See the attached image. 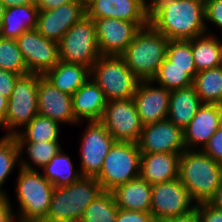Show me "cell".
Returning a JSON list of instances; mask_svg holds the SVG:
<instances>
[{"instance_id": "obj_11", "label": "cell", "mask_w": 222, "mask_h": 222, "mask_svg": "<svg viewBox=\"0 0 222 222\" xmlns=\"http://www.w3.org/2000/svg\"><path fill=\"white\" fill-rule=\"evenodd\" d=\"M100 122L116 142L138 143L144 127L133 98L107 101Z\"/></svg>"}, {"instance_id": "obj_29", "label": "cell", "mask_w": 222, "mask_h": 222, "mask_svg": "<svg viewBox=\"0 0 222 222\" xmlns=\"http://www.w3.org/2000/svg\"><path fill=\"white\" fill-rule=\"evenodd\" d=\"M214 34H204L191 39L192 54L197 73L217 68L222 41Z\"/></svg>"}, {"instance_id": "obj_45", "label": "cell", "mask_w": 222, "mask_h": 222, "mask_svg": "<svg viewBox=\"0 0 222 222\" xmlns=\"http://www.w3.org/2000/svg\"><path fill=\"white\" fill-rule=\"evenodd\" d=\"M209 204L213 205L216 208L222 209V178L220 185L217 187L213 196L208 201Z\"/></svg>"}, {"instance_id": "obj_31", "label": "cell", "mask_w": 222, "mask_h": 222, "mask_svg": "<svg viewBox=\"0 0 222 222\" xmlns=\"http://www.w3.org/2000/svg\"><path fill=\"white\" fill-rule=\"evenodd\" d=\"M196 73V68H179L166 58L152 81L168 90L180 89L192 85Z\"/></svg>"}, {"instance_id": "obj_15", "label": "cell", "mask_w": 222, "mask_h": 222, "mask_svg": "<svg viewBox=\"0 0 222 222\" xmlns=\"http://www.w3.org/2000/svg\"><path fill=\"white\" fill-rule=\"evenodd\" d=\"M141 153H179L186 150L183 129L169 119L144 125L138 142Z\"/></svg>"}, {"instance_id": "obj_38", "label": "cell", "mask_w": 222, "mask_h": 222, "mask_svg": "<svg viewBox=\"0 0 222 222\" xmlns=\"http://www.w3.org/2000/svg\"><path fill=\"white\" fill-rule=\"evenodd\" d=\"M195 210L200 222H222V209L216 208L208 202L196 203Z\"/></svg>"}, {"instance_id": "obj_7", "label": "cell", "mask_w": 222, "mask_h": 222, "mask_svg": "<svg viewBox=\"0 0 222 222\" xmlns=\"http://www.w3.org/2000/svg\"><path fill=\"white\" fill-rule=\"evenodd\" d=\"M40 74L27 73L17 78L8 99L3 136H15L38 114Z\"/></svg>"}, {"instance_id": "obj_12", "label": "cell", "mask_w": 222, "mask_h": 222, "mask_svg": "<svg viewBox=\"0 0 222 222\" xmlns=\"http://www.w3.org/2000/svg\"><path fill=\"white\" fill-rule=\"evenodd\" d=\"M82 132L79 159L82 177L96 178L103 166L105 156L116 142L100 121H86Z\"/></svg>"}, {"instance_id": "obj_42", "label": "cell", "mask_w": 222, "mask_h": 222, "mask_svg": "<svg viewBox=\"0 0 222 222\" xmlns=\"http://www.w3.org/2000/svg\"><path fill=\"white\" fill-rule=\"evenodd\" d=\"M20 75L0 69V94L7 99L10 98L17 78Z\"/></svg>"}, {"instance_id": "obj_25", "label": "cell", "mask_w": 222, "mask_h": 222, "mask_svg": "<svg viewBox=\"0 0 222 222\" xmlns=\"http://www.w3.org/2000/svg\"><path fill=\"white\" fill-rule=\"evenodd\" d=\"M90 75L91 69L87 66L59 61L43 76L63 93L72 96Z\"/></svg>"}, {"instance_id": "obj_24", "label": "cell", "mask_w": 222, "mask_h": 222, "mask_svg": "<svg viewBox=\"0 0 222 222\" xmlns=\"http://www.w3.org/2000/svg\"><path fill=\"white\" fill-rule=\"evenodd\" d=\"M202 104L193 84L171 90L167 119L184 129Z\"/></svg>"}, {"instance_id": "obj_14", "label": "cell", "mask_w": 222, "mask_h": 222, "mask_svg": "<svg viewBox=\"0 0 222 222\" xmlns=\"http://www.w3.org/2000/svg\"><path fill=\"white\" fill-rule=\"evenodd\" d=\"M29 73L44 75L59 60L58 42L47 39L36 29L16 39Z\"/></svg>"}, {"instance_id": "obj_8", "label": "cell", "mask_w": 222, "mask_h": 222, "mask_svg": "<svg viewBox=\"0 0 222 222\" xmlns=\"http://www.w3.org/2000/svg\"><path fill=\"white\" fill-rule=\"evenodd\" d=\"M141 152L138 143L115 142L105 156L96 177L102 190L112 191L117 186L139 177Z\"/></svg>"}, {"instance_id": "obj_33", "label": "cell", "mask_w": 222, "mask_h": 222, "mask_svg": "<svg viewBox=\"0 0 222 222\" xmlns=\"http://www.w3.org/2000/svg\"><path fill=\"white\" fill-rule=\"evenodd\" d=\"M112 191L102 190L84 210L81 222H115L118 213Z\"/></svg>"}, {"instance_id": "obj_27", "label": "cell", "mask_w": 222, "mask_h": 222, "mask_svg": "<svg viewBox=\"0 0 222 222\" xmlns=\"http://www.w3.org/2000/svg\"><path fill=\"white\" fill-rule=\"evenodd\" d=\"M59 141L17 142L20 153V168L36 171L43 168L62 149ZM24 151L26 154L23 156Z\"/></svg>"}, {"instance_id": "obj_30", "label": "cell", "mask_w": 222, "mask_h": 222, "mask_svg": "<svg viewBox=\"0 0 222 222\" xmlns=\"http://www.w3.org/2000/svg\"><path fill=\"white\" fill-rule=\"evenodd\" d=\"M61 124L55 120L37 114L14 137L17 142H44L59 140Z\"/></svg>"}, {"instance_id": "obj_10", "label": "cell", "mask_w": 222, "mask_h": 222, "mask_svg": "<svg viewBox=\"0 0 222 222\" xmlns=\"http://www.w3.org/2000/svg\"><path fill=\"white\" fill-rule=\"evenodd\" d=\"M195 207L196 202L179 178L152 185L150 213L156 222L187 215Z\"/></svg>"}, {"instance_id": "obj_47", "label": "cell", "mask_w": 222, "mask_h": 222, "mask_svg": "<svg viewBox=\"0 0 222 222\" xmlns=\"http://www.w3.org/2000/svg\"><path fill=\"white\" fill-rule=\"evenodd\" d=\"M8 99L0 94V127L4 129V119L7 111Z\"/></svg>"}, {"instance_id": "obj_49", "label": "cell", "mask_w": 222, "mask_h": 222, "mask_svg": "<svg viewBox=\"0 0 222 222\" xmlns=\"http://www.w3.org/2000/svg\"><path fill=\"white\" fill-rule=\"evenodd\" d=\"M6 7L1 3L0 1V28L3 22V17H4V13H5Z\"/></svg>"}, {"instance_id": "obj_46", "label": "cell", "mask_w": 222, "mask_h": 222, "mask_svg": "<svg viewBox=\"0 0 222 222\" xmlns=\"http://www.w3.org/2000/svg\"><path fill=\"white\" fill-rule=\"evenodd\" d=\"M0 1L6 8L12 6H24L28 4H35V0H0Z\"/></svg>"}, {"instance_id": "obj_26", "label": "cell", "mask_w": 222, "mask_h": 222, "mask_svg": "<svg viewBox=\"0 0 222 222\" xmlns=\"http://www.w3.org/2000/svg\"><path fill=\"white\" fill-rule=\"evenodd\" d=\"M38 14L39 9L35 4L6 8L0 37L17 39L24 32L36 29Z\"/></svg>"}, {"instance_id": "obj_1", "label": "cell", "mask_w": 222, "mask_h": 222, "mask_svg": "<svg viewBox=\"0 0 222 222\" xmlns=\"http://www.w3.org/2000/svg\"><path fill=\"white\" fill-rule=\"evenodd\" d=\"M149 2V23L168 40H190L207 33L205 4L195 0Z\"/></svg>"}, {"instance_id": "obj_36", "label": "cell", "mask_w": 222, "mask_h": 222, "mask_svg": "<svg viewBox=\"0 0 222 222\" xmlns=\"http://www.w3.org/2000/svg\"><path fill=\"white\" fill-rule=\"evenodd\" d=\"M166 58L179 68H196L190 40H169Z\"/></svg>"}, {"instance_id": "obj_32", "label": "cell", "mask_w": 222, "mask_h": 222, "mask_svg": "<svg viewBox=\"0 0 222 222\" xmlns=\"http://www.w3.org/2000/svg\"><path fill=\"white\" fill-rule=\"evenodd\" d=\"M197 95L203 104H214L222 100V69L200 71L193 79Z\"/></svg>"}, {"instance_id": "obj_5", "label": "cell", "mask_w": 222, "mask_h": 222, "mask_svg": "<svg viewBox=\"0 0 222 222\" xmlns=\"http://www.w3.org/2000/svg\"><path fill=\"white\" fill-rule=\"evenodd\" d=\"M102 191L96 178L81 177L74 183L54 189L49 211L42 222L80 220L84 210Z\"/></svg>"}, {"instance_id": "obj_21", "label": "cell", "mask_w": 222, "mask_h": 222, "mask_svg": "<svg viewBox=\"0 0 222 222\" xmlns=\"http://www.w3.org/2000/svg\"><path fill=\"white\" fill-rule=\"evenodd\" d=\"M106 104L102 89L91 77L72 95L73 112L80 124L100 121Z\"/></svg>"}, {"instance_id": "obj_44", "label": "cell", "mask_w": 222, "mask_h": 222, "mask_svg": "<svg viewBox=\"0 0 222 222\" xmlns=\"http://www.w3.org/2000/svg\"><path fill=\"white\" fill-rule=\"evenodd\" d=\"M162 222H200V220H199V217H198V214H197L196 210H194V211H192L191 213H189L187 215L167 219V220L162 221Z\"/></svg>"}, {"instance_id": "obj_35", "label": "cell", "mask_w": 222, "mask_h": 222, "mask_svg": "<svg viewBox=\"0 0 222 222\" xmlns=\"http://www.w3.org/2000/svg\"><path fill=\"white\" fill-rule=\"evenodd\" d=\"M0 69L20 76L29 73L16 39L0 37Z\"/></svg>"}, {"instance_id": "obj_48", "label": "cell", "mask_w": 222, "mask_h": 222, "mask_svg": "<svg viewBox=\"0 0 222 222\" xmlns=\"http://www.w3.org/2000/svg\"><path fill=\"white\" fill-rule=\"evenodd\" d=\"M214 105H215L217 113H218L220 125H222V100L214 103Z\"/></svg>"}, {"instance_id": "obj_51", "label": "cell", "mask_w": 222, "mask_h": 222, "mask_svg": "<svg viewBox=\"0 0 222 222\" xmlns=\"http://www.w3.org/2000/svg\"><path fill=\"white\" fill-rule=\"evenodd\" d=\"M195 1H198V2H201V3L205 4L208 0H195Z\"/></svg>"}, {"instance_id": "obj_28", "label": "cell", "mask_w": 222, "mask_h": 222, "mask_svg": "<svg viewBox=\"0 0 222 222\" xmlns=\"http://www.w3.org/2000/svg\"><path fill=\"white\" fill-rule=\"evenodd\" d=\"M42 175L55 187L70 185L79 180L80 169H74L70 155L61 149L51 160L41 168Z\"/></svg>"}, {"instance_id": "obj_43", "label": "cell", "mask_w": 222, "mask_h": 222, "mask_svg": "<svg viewBox=\"0 0 222 222\" xmlns=\"http://www.w3.org/2000/svg\"><path fill=\"white\" fill-rule=\"evenodd\" d=\"M77 1V0H35V5L39 11L51 10L61 5Z\"/></svg>"}, {"instance_id": "obj_9", "label": "cell", "mask_w": 222, "mask_h": 222, "mask_svg": "<svg viewBox=\"0 0 222 222\" xmlns=\"http://www.w3.org/2000/svg\"><path fill=\"white\" fill-rule=\"evenodd\" d=\"M59 60L80 64L90 69L101 56L94 19L85 15L58 42Z\"/></svg>"}, {"instance_id": "obj_4", "label": "cell", "mask_w": 222, "mask_h": 222, "mask_svg": "<svg viewBox=\"0 0 222 222\" xmlns=\"http://www.w3.org/2000/svg\"><path fill=\"white\" fill-rule=\"evenodd\" d=\"M15 181L19 222H42L49 211L55 187L42 175L41 171L18 168ZM20 211V212H19Z\"/></svg>"}, {"instance_id": "obj_41", "label": "cell", "mask_w": 222, "mask_h": 222, "mask_svg": "<svg viewBox=\"0 0 222 222\" xmlns=\"http://www.w3.org/2000/svg\"><path fill=\"white\" fill-rule=\"evenodd\" d=\"M8 194L0 193V222H19Z\"/></svg>"}, {"instance_id": "obj_37", "label": "cell", "mask_w": 222, "mask_h": 222, "mask_svg": "<svg viewBox=\"0 0 222 222\" xmlns=\"http://www.w3.org/2000/svg\"><path fill=\"white\" fill-rule=\"evenodd\" d=\"M205 21L208 34H213L212 31L210 32L209 26L214 24L216 28L219 27V31L222 33V0H208L205 3ZM207 22L211 24L208 25Z\"/></svg>"}, {"instance_id": "obj_40", "label": "cell", "mask_w": 222, "mask_h": 222, "mask_svg": "<svg viewBox=\"0 0 222 222\" xmlns=\"http://www.w3.org/2000/svg\"><path fill=\"white\" fill-rule=\"evenodd\" d=\"M115 222H156L150 212L118 209Z\"/></svg>"}, {"instance_id": "obj_6", "label": "cell", "mask_w": 222, "mask_h": 222, "mask_svg": "<svg viewBox=\"0 0 222 222\" xmlns=\"http://www.w3.org/2000/svg\"><path fill=\"white\" fill-rule=\"evenodd\" d=\"M90 77L107 101L133 98L140 80L121 56H103L94 63Z\"/></svg>"}, {"instance_id": "obj_18", "label": "cell", "mask_w": 222, "mask_h": 222, "mask_svg": "<svg viewBox=\"0 0 222 222\" xmlns=\"http://www.w3.org/2000/svg\"><path fill=\"white\" fill-rule=\"evenodd\" d=\"M38 114L60 124L80 125L73 112L72 96L63 93L40 75L38 84Z\"/></svg>"}, {"instance_id": "obj_34", "label": "cell", "mask_w": 222, "mask_h": 222, "mask_svg": "<svg viewBox=\"0 0 222 222\" xmlns=\"http://www.w3.org/2000/svg\"><path fill=\"white\" fill-rule=\"evenodd\" d=\"M20 153L14 136L0 137V193L8 194L3 188L15 167H20Z\"/></svg>"}, {"instance_id": "obj_20", "label": "cell", "mask_w": 222, "mask_h": 222, "mask_svg": "<svg viewBox=\"0 0 222 222\" xmlns=\"http://www.w3.org/2000/svg\"><path fill=\"white\" fill-rule=\"evenodd\" d=\"M220 127L214 104H202L190 123L183 129L184 143L188 150H202Z\"/></svg>"}, {"instance_id": "obj_52", "label": "cell", "mask_w": 222, "mask_h": 222, "mask_svg": "<svg viewBox=\"0 0 222 222\" xmlns=\"http://www.w3.org/2000/svg\"><path fill=\"white\" fill-rule=\"evenodd\" d=\"M66 222H81L80 220H74V221H66Z\"/></svg>"}, {"instance_id": "obj_19", "label": "cell", "mask_w": 222, "mask_h": 222, "mask_svg": "<svg viewBox=\"0 0 222 222\" xmlns=\"http://www.w3.org/2000/svg\"><path fill=\"white\" fill-rule=\"evenodd\" d=\"M152 81H140L133 100L143 125L167 119L171 90L155 86Z\"/></svg>"}, {"instance_id": "obj_3", "label": "cell", "mask_w": 222, "mask_h": 222, "mask_svg": "<svg viewBox=\"0 0 222 222\" xmlns=\"http://www.w3.org/2000/svg\"><path fill=\"white\" fill-rule=\"evenodd\" d=\"M169 40L150 23L142 27L121 57L140 81L152 80L166 59Z\"/></svg>"}, {"instance_id": "obj_39", "label": "cell", "mask_w": 222, "mask_h": 222, "mask_svg": "<svg viewBox=\"0 0 222 222\" xmlns=\"http://www.w3.org/2000/svg\"><path fill=\"white\" fill-rule=\"evenodd\" d=\"M202 151L213 160L222 164V125H220Z\"/></svg>"}, {"instance_id": "obj_13", "label": "cell", "mask_w": 222, "mask_h": 222, "mask_svg": "<svg viewBox=\"0 0 222 222\" xmlns=\"http://www.w3.org/2000/svg\"><path fill=\"white\" fill-rule=\"evenodd\" d=\"M99 52L103 56H121L137 32L149 22H129L116 18L94 19Z\"/></svg>"}, {"instance_id": "obj_50", "label": "cell", "mask_w": 222, "mask_h": 222, "mask_svg": "<svg viewBox=\"0 0 222 222\" xmlns=\"http://www.w3.org/2000/svg\"><path fill=\"white\" fill-rule=\"evenodd\" d=\"M217 67L222 69V44H221V49H220V52H219V58H218V65H217Z\"/></svg>"}, {"instance_id": "obj_16", "label": "cell", "mask_w": 222, "mask_h": 222, "mask_svg": "<svg viewBox=\"0 0 222 222\" xmlns=\"http://www.w3.org/2000/svg\"><path fill=\"white\" fill-rule=\"evenodd\" d=\"M86 15V0L39 11L36 30L45 38L59 42L64 34Z\"/></svg>"}, {"instance_id": "obj_2", "label": "cell", "mask_w": 222, "mask_h": 222, "mask_svg": "<svg viewBox=\"0 0 222 222\" xmlns=\"http://www.w3.org/2000/svg\"><path fill=\"white\" fill-rule=\"evenodd\" d=\"M196 203L208 202L222 178V164L202 150L186 149L180 154L179 177Z\"/></svg>"}, {"instance_id": "obj_23", "label": "cell", "mask_w": 222, "mask_h": 222, "mask_svg": "<svg viewBox=\"0 0 222 222\" xmlns=\"http://www.w3.org/2000/svg\"><path fill=\"white\" fill-rule=\"evenodd\" d=\"M112 193L119 209L150 212L152 185L140 176L117 186Z\"/></svg>"}, {"instance_id": "obj_22", "label": "cell", "mask_w": 222, "mask_h": 222, "mask_svg": "<svg viewBox=\"0 0 222 222\" xmlns=\"http://www.w3.org/2000/svg\"><path fill=\"white\" fill-rule=\"evenodd\" d=\"M179 153H141L140 177L150 185L179 177Z\"/></svg>"}, {"instance_id": "obj_17", "label": "cell", "mask_w": 222, "mask_h": 222, "mask_svg": "<svg viewBox=\"0 0 222 222\" xmlns=\"http://www.w3.org/2000/svg\"><path fill=\"white\" fill-rule=\"evenodd\" d=\"M149 1L86 0V15L92 19L116 18L129 22H149Z\"/></svg>"}]
</instances>
